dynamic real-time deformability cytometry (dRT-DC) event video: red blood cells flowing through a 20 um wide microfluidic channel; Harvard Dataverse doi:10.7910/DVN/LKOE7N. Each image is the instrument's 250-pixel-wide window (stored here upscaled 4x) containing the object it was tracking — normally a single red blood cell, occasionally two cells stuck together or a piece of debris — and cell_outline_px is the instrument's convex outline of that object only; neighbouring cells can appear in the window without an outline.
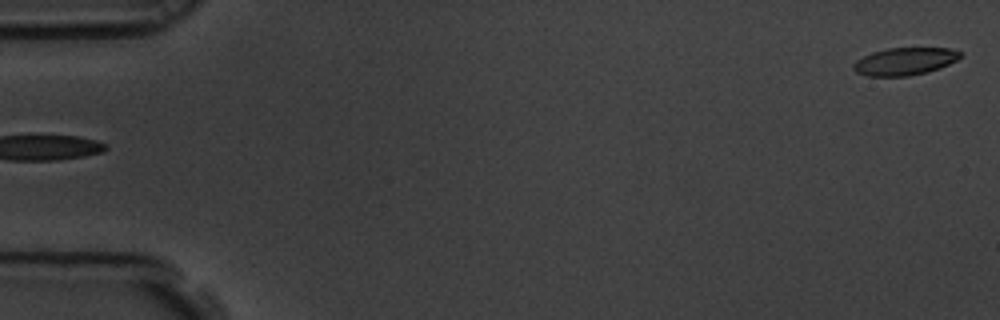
{"species": "common noctule bat (a hibernating species)", "species_latin": "Nyctalus noctula", "temperature_condition": "room temperature", "stored_images_in_passage": 4, "segment_of_instrument_passage": [2, 2], "camera_frame_rate_fps": 3000, "um_per_image_px": 0.085, "animal": {"sex": "male", "body_mass_g": 19.5, "forearm_length_mm": 54.6}, "frame": {"image": 1, "passage_image": 4, "time_ms": 1.0, "image_size_px": [1000, 320], "cell_outline_px": [[964, 56], [940, 68], [928, 72], [908, 76], [868, 76], [856, 72], [852, 68], [852, 64], [856, 60], [872, 52], [888, 48], [948, 48], [960, 52]], "centroid_in_image_um": [76.89, 5.22], "position_along_channel_um": 8.1, "area_um2": 17.17}}